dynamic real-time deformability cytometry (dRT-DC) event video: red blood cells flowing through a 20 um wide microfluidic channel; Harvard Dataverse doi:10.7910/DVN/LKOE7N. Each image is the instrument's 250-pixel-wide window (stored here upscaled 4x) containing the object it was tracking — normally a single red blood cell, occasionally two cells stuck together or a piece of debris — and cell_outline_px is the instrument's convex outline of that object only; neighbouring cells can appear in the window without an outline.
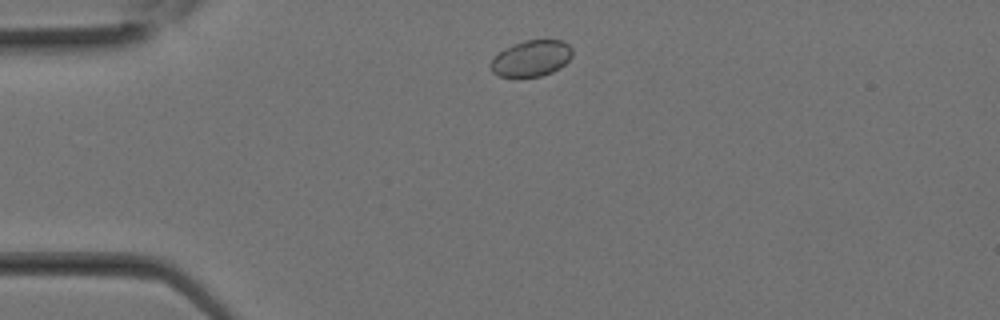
{"species": "Egyptian fruit bat (a non-hibernating species)", "species_latin": "Rousettus aegyptiacus", "temperature_condition": "room temperature", "stored_images_in_passage": 8, "camera_frame_rate_fps": 3000, "um_per_image_px": 0.085, "animal": {"sex": "female"}, "frame": {"image": 1, "passage_image": 1, "time_ms": 0.0, "image_size_px": [1000, 320], "cell_outline_px": [[572, 56], [560, 68], [552, 72], [540, 76], [516, 80], [496, 76], [492, 72], [492, 60], [504, 48], [512, 44], [524, 40], [564, 40], [572, 48]], "centroid_in_image_um": [45.14, 5.0], "position_along_channel_um": 39.9, "area_um2": 17.69}}
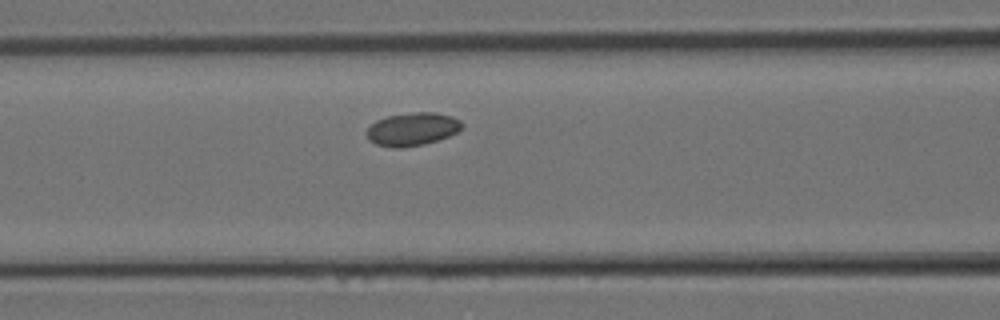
{"frame": {"image": 2, "passage_image": 6, "time_ms": 1.667, "image_size_px": [1000, 320], "cell_outline_px": [[464, 128], [448, 136], [424, 144], [400, 148], [396, 148], [376, 144], [368, 140], [368, 128], [376, 120], [388, 116], [416, 112], [436, 112], [452, 116], [460, 120], [464, 124]], "centroid_in_image_um": [35.09, 10.97], "position_along_channel_um": 131.5, "area_um2": 18.26}}
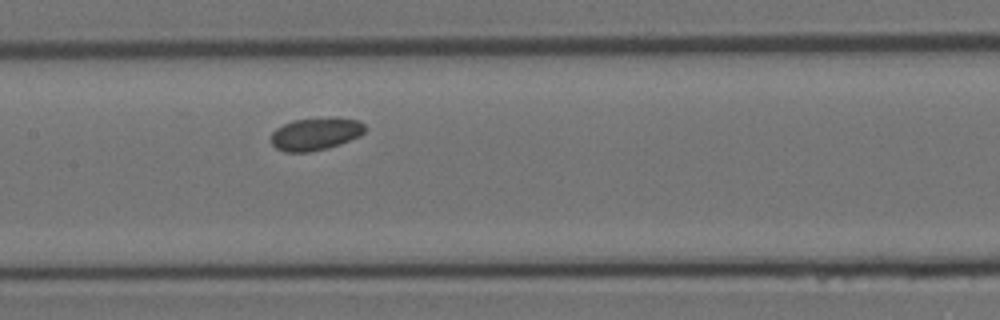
{"frame": {"image": 3, "passage_image": 8, "time_ms": 2.333, "image_size_px": [1000, 320], "cell_outline_px": [[368, 128], [360, 136], [340, 144], [328, 148], [308, 152], [284, 152], [276, 148], [272, 144], [272, 132], [276, 128], [292, 120], [328, 116], [336, 116], [360, 120]], "centroid_in_image_um": [26.87, 11.35], "position_along_channel_um": 180.5, "area_um2": 18.32}}